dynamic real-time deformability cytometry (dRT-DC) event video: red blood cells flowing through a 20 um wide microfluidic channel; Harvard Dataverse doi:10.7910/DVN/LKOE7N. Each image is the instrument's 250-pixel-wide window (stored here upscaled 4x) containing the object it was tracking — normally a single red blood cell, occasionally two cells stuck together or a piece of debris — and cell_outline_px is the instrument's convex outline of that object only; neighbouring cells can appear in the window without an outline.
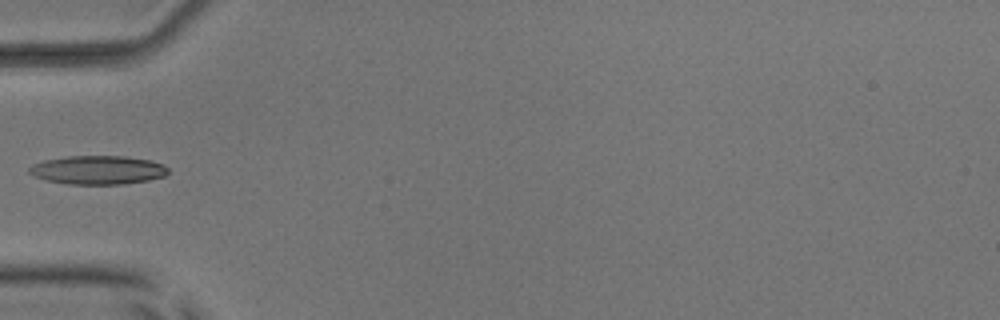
{"species": "common noctule bat (a hibernating species)", "species_latin": "Nyctalus noctula", "temperature_condition": "room temperature", "stored_images_in_passage": 2, "camera_frame_rate_fps": 3000, "um_per_image_px": 0.085, "animal": {"sex": "male", "body_mass_g": 17.9, "forearm_length_mm": 54.2}, "frame": {"image": 1, "passage_image": 2, "time_ms": 0.333, "image_size_px": [1000, 320], "cell_outline_px": [[168, 172], [164, 176], [148, 180], [124, 184], [68, 184], [48, 180], [36, 176], [28, 172], [28, 168], [32, 164], [44, 160], [68, 156], [124, 156], [148, 160], [164, 164], [168, 168]], "centroid_in_image_um": [8.32, 14.44], "position_along_channel_um": 76.7, "area_um2": 23.12}}